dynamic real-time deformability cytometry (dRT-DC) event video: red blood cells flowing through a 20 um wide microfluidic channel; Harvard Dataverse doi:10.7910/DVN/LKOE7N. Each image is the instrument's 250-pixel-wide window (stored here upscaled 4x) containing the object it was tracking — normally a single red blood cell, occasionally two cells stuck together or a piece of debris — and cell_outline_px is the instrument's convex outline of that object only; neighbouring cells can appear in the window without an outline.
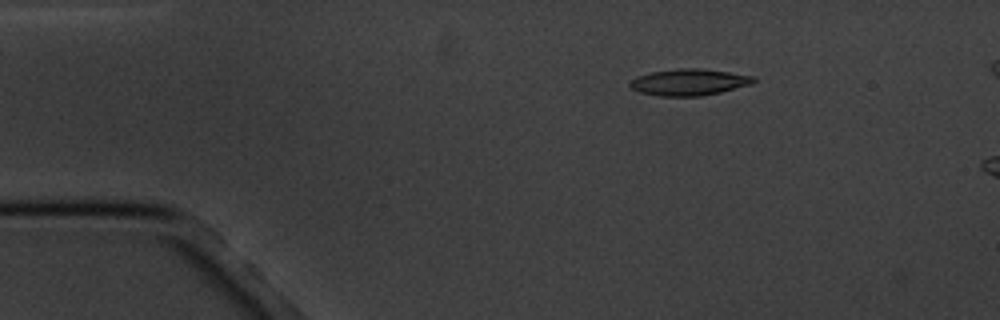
{"species": "common noctule bat (a hibernating species)", "species_latin": "Nyctalus noctula", "temperature_condition": "cold", "stored_images_in_passage": 5, "camera_frame_rate_fps": 3000, "um_per_image_px": 0.085, "animal": {"sex": "male", "body_mass_g": 20.1, "forearm_length_mm": 53.5}, "frame": {"image": 1, "passage_image": 3, "time_ms": 2.333, "image_size_px": [1000, 320], "cell_outline_px": [[756, 80], [752, 84], [720, 92], [700, 96], [660, 96], [640, 92], [632, 88], [628, 84], [636, 76], [652, 72], [676, 68], [700, 68], [756, 76]], "centroid_in_image_um": [58.58, 6.98], "position_along_channel_um": 26.4, "area_um2": 19.07}}